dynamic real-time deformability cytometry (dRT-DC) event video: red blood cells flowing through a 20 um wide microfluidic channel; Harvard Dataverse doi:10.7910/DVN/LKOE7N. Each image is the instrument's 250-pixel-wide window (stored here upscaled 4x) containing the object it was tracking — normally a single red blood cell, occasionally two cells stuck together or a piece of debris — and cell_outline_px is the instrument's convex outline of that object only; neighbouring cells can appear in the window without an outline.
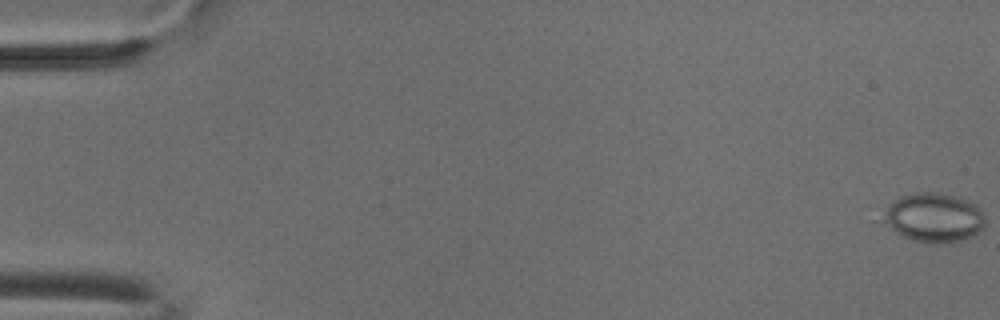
{"species": "common noctule bat (a hibernating species)", "species_latin": "Nyctalus noctula", "temperature_condition": "cold", "stored_images_in_passage": 6, "camera_frame_rate_fps": 3000, "um_per_image_px": 0.085, "animal": {"sex": "male", "body_mass_g": 18.8}, "frame": {"image": 1, "passage_image": 1, "time_ms": 0.0, "image_size_px": [1000, 320], "cell_outline_px": [[984, 224], [972, 236], [960, 240], [916, 240], [904, 236], [896, 232], [884, 224], [884, 220], [888, 208], [896, 200], [904, 196], [920, 192], [932, 192], [952, 196], [968, 200], [976, 204], [980, 208], [984, 216]], "centroid_in_image_um": [79.41, 18.45], "position_along_channel_um": 5.6, "area_um2": 27.63}}